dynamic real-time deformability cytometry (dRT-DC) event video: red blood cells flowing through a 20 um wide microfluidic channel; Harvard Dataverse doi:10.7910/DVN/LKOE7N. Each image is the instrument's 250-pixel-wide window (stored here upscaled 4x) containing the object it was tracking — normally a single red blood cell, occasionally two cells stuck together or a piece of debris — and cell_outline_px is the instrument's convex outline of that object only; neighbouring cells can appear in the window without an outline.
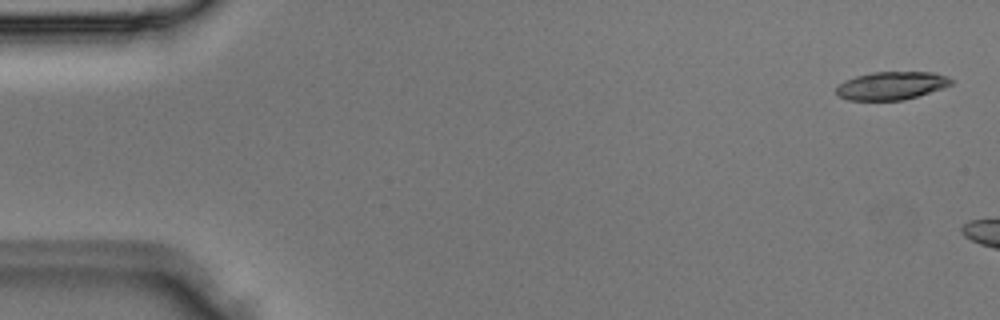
{"species": "Egyptian fruit bat (a non-hibernating species)", "species_latin": "Rousettus aegyptiacus", "temperature_condition": "room temperature", "stored_images_in_passage": 3, "camera_frame_rate_fps": 3000, "um_per_image_px": 0.085, "animal": {"sex": "male"}, "frame": {"image": 1, "passage_image": 1, "time_ms": 0.0, "image_size_px": [1000, 320], "cell_outline_px": [[952, 84], [904, 100], [848, 100], [840, 96], [836, 92], [836, 88], [840, 84], [856, 76], [872, 72], [932, 72], [948, 76], [952, 80]], "centroid_in_image_um": [75.77, 7.27], "position_along_channel_um": 9.2, "area_um2": 18.44}}